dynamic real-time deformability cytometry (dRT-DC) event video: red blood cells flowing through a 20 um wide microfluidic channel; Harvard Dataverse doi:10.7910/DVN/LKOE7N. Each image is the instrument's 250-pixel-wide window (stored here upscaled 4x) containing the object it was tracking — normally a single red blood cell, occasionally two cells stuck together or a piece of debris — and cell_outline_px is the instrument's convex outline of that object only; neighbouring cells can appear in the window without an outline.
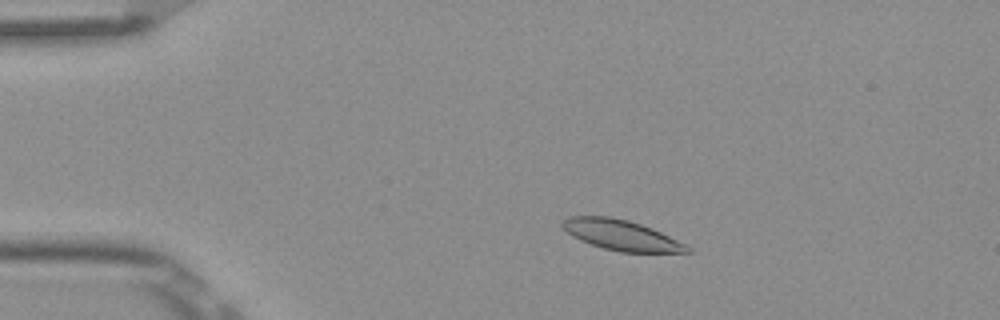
{"species": "Egyptian fruit bat (a non-hibernating species)", "species_latin": "Rousettus aegyptiacus", "temperature_condition": "room temperature", "stored_images_in_passage": 8, "camera_frame_rate_fps": 3000, "um_per_image_px": 0.085, "frame": {"image": 1, "passage_image": 3, "time_ms": 0.667, "image_size_px": [1000, 320], "cell_outline_px": [[692, 252], [620, 252], [604, 248], [580, 240], [572, 236], [560, 224], [560, 220], [568, 216], [608, 216], [628, 220], [652, 228], [692, 248]], "centroid_in_image_um": [52.76, 19.97], "position_along_channel_um": 32.2, "area_um2": 21.85}}
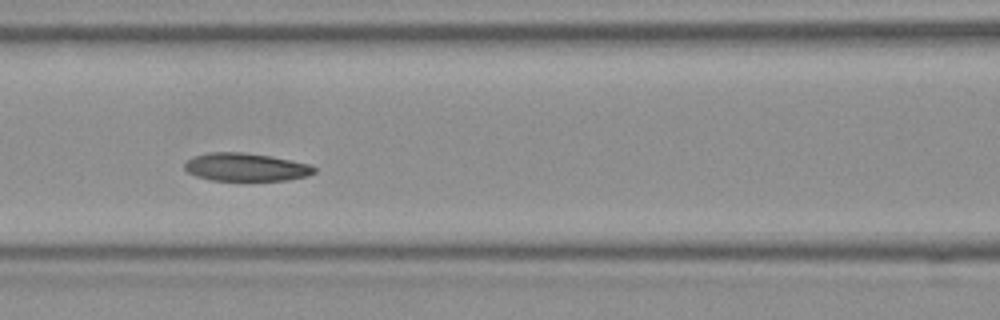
{"frame": {"image": 2, "passage_image": 7, "time_ms": 2.0, "image_size_px": [1000, 320], "cell_outline_px": [[316, 172], [308, 176], [288, 180], [212, 180], [196, 176], [188, 172], [184, 168], [184, 164], [192, 156], [208, 152], [244, 152], [292, 160], [308, 164], [316, 168]], "centroid_in_image_um": [20.89, 14.2], "position_along_channel_um": 145.7, "area_um2": 21.15}}
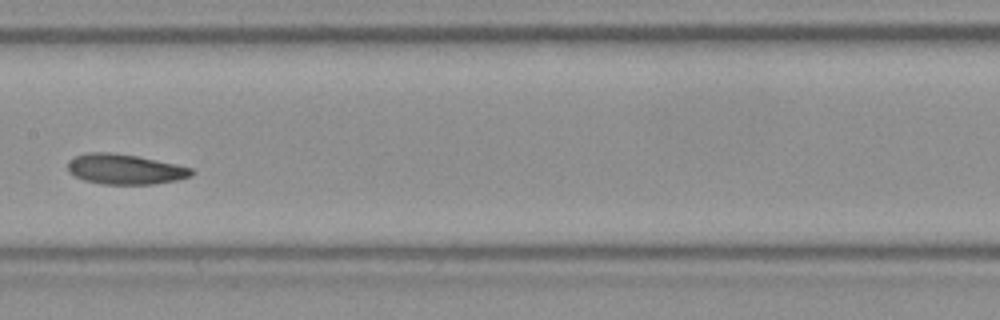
{"frame": {"image": 3, "passage_image": 8, "time_ms": 2.333, "image_size_px": [1000, 320], "cell_outline_px": [[196, 172], [192, 176], [176, 180], [152, 184], [104, 184], [84, 180], [68, 172], [68, 160], [76, 156], [88, 152], [112, 152], [136, 156], [176, 164], [192, 168]], "centroid_in_image_um": [10.63, 14.38], "position_along_channel_um": 196.8, "area_um2": 21.73}}